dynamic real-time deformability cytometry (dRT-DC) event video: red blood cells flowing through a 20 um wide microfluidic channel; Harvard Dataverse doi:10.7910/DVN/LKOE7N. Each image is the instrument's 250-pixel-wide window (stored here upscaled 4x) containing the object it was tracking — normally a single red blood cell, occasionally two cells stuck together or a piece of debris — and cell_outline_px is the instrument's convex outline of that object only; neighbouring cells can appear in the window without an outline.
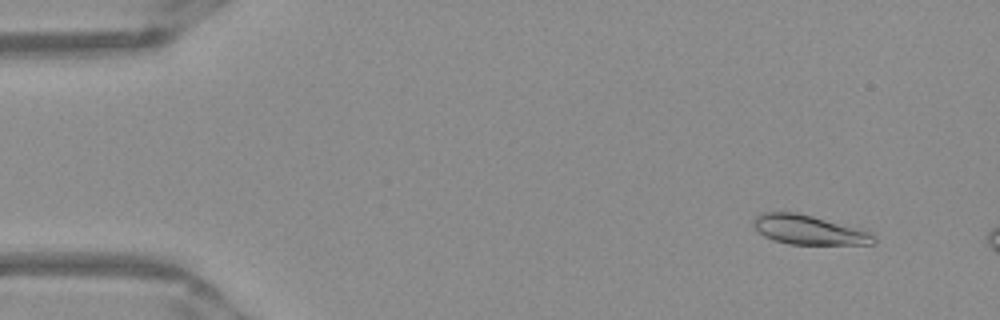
{"species": "Egyptian fruit bat (a non-hibernating species)", "species_latin": "Rousettus aegyptiacus", "temperature_condition": "warm", "stored_images_in_passage": 14, "camera_frame_rate_fps": 3000, "um_per_image_px": 0.085, "frame": {"image": 1, "passage_image": 5, "time_ms": 1.333, "image_size_px": [1000, 320], "cell_outline_px": [[876, 240], [872, 244], [788, 244], [764, 236], [752, 224], [752, 220], [756, 216], [764, 212], [796, 212], [812, 216], [868, 232], [876, 236]], "centroid_in_image_um": [68.69, 19.54], "position_along_channel_um": 16.3, "area_um2": 20.06}}